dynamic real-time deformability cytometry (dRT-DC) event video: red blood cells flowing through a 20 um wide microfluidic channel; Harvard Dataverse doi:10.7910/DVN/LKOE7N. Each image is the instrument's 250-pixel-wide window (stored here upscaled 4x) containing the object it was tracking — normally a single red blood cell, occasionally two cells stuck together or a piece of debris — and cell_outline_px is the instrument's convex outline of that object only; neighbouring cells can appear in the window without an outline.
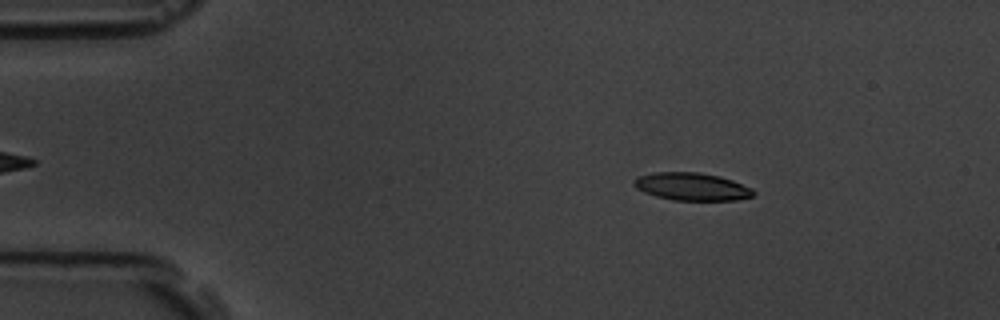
{"species": "common noctule bat (a hibernating species)", "species_latin": "Nyctalus noctula", "temperature_condition": "room temperature", "stored_images_in_passage": 53, "camera_frame_rate_fps": 3000, "um_per_image_px": 0.085, "animal": {"sex": "male", "body_mass_g": 19.5, "forearm_length_mm": 54.6}, "frame": {"image": 1, "passage_image": 6, "time_ms": 1.667, "image_size_px": [1000, 320], "cell_outline_px": [[756, 192], [752, 196], [736, 200], [672, 200], [656, 196], [644, 192], [636, 188], [632, 184], [632, 180], [640, 176], [656, 172], [696, 172], [720, 176], [732, 180], [752, 188]], "centroid_in_image_um": [58.79, 15.86], "position_along_channel_um": 26.2, "area_um2": 19.25}}
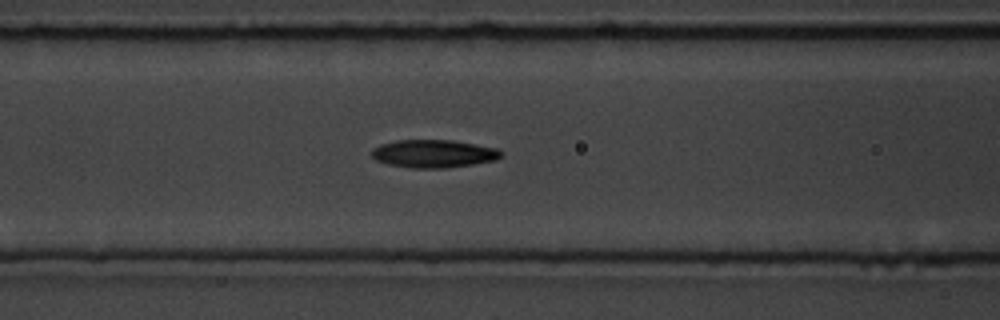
{"frame": {"image": 2, "passage_image": 20, "time_ms": 6.333, "image_size_px": [1000, 320], "cell_outline_px": [[500, 156], [496, 160], [472, 164], [444, 168], [412, 168], [388, 164], [376, 160], [372, 156], [372, 148], [380, 144], [396, 140], [452, 140], [496, 148], [500, 152]], "centroid_in_image_um": [36.8, 13.06], "position_along_channel_um": 129.8, "area_um2": 20.87}}
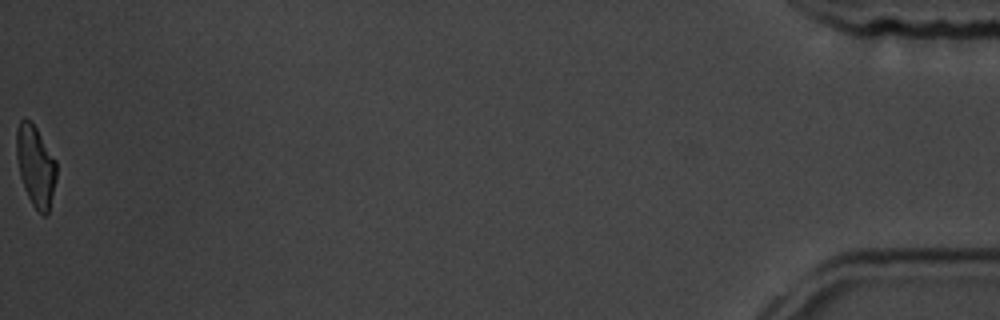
{"frame": {"image": 3, "passage_image": 53, "time_ms": 17.333, "image_size_px": [1000, 320], "cell_outline_px": [[56, 180], [48, 212], [44, 216], [32, 204], [24, 188], [20, 176], [16, 156], [16, 128], [20, 120], [24, 116], [32, 120], [56, 160]], "centroid_in_image_um": [3.01, 14.03], "position_along_channel_um": 432.2, "area_um2": 19.02}, "authors_computed_cell_mechanics": {"area_um2": 20.0566, "velocity_mm_per_s": 3.6776, "shape_relaxation_time_tau1_ms": 6.324, "shape_relaxation_time_tau2_ms": 2.8041, "deformation_change_tau1": 0.1757, "deformation_change_tau2": 0.1073}}